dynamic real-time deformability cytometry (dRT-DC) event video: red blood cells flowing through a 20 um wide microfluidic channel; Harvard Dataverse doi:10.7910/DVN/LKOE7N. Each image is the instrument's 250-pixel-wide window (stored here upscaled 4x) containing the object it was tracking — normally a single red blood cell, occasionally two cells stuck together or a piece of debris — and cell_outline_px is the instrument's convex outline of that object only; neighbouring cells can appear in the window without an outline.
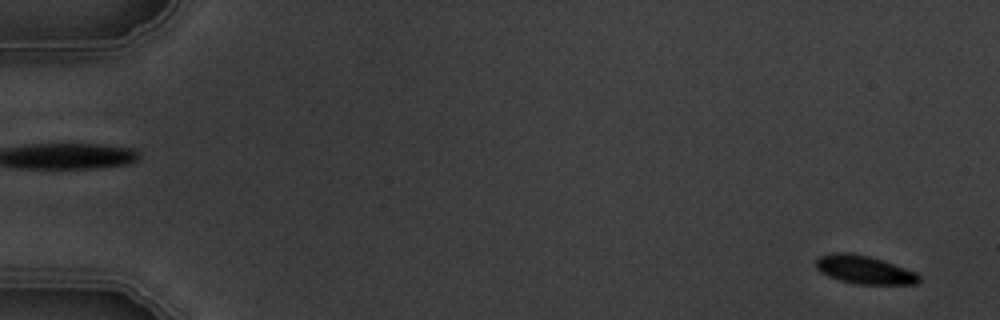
{"species": "common noctule bat (a hibernating species)", "species_latin": "Nyctalus noctula", "temperature_condition": "warm", "stored_images_in_passage": 5, "camera_frame_rate_fps": 3000, "um_per_image_px": 0.085, "animal": {"sex": "male", "body_mass_g": 19.5, "forearm_length_mm": 54.6}, "frame": {"image": 1, "passage_image": 1, "time_ms": 0.0, "image_size_px": [1000, 320], "cell_outline_px": [[920, 284], [856, 284], [840, 280], [828, 276], [820, 272], [816, 268], [816, 260], [820, 256], [836, 252], [852, 252], [884, 260], [916, 272], [920, 276]], "centroid_in_image_um": [73.48, 22.92], "position_along_channel_um": 11.5, "area_um2": 17.11}}
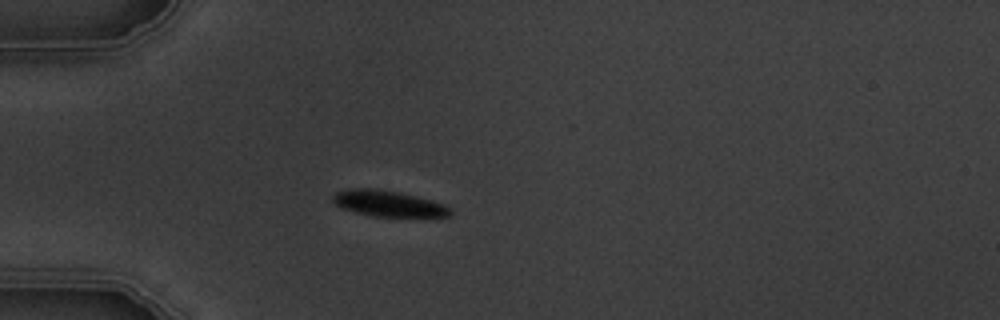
{"frame": {"image": 2, "passage_image": 5, "time_ms": 4.667, "image_size_px": [1000, 320], "cell_outline_px": [[452, 212], [448, 216], [372, 216], [356, 212], [344, 208], [336, 204], [332, 200], [332, 196], [336, 192], [348, 188], [376, 188], [400, 192], [432, 200], [444, 204], [452, 208]], "centroid_in_image_um": [33.01, 17.28], "position_along_channel_um": 52.0, "area_um2": 17.69}}